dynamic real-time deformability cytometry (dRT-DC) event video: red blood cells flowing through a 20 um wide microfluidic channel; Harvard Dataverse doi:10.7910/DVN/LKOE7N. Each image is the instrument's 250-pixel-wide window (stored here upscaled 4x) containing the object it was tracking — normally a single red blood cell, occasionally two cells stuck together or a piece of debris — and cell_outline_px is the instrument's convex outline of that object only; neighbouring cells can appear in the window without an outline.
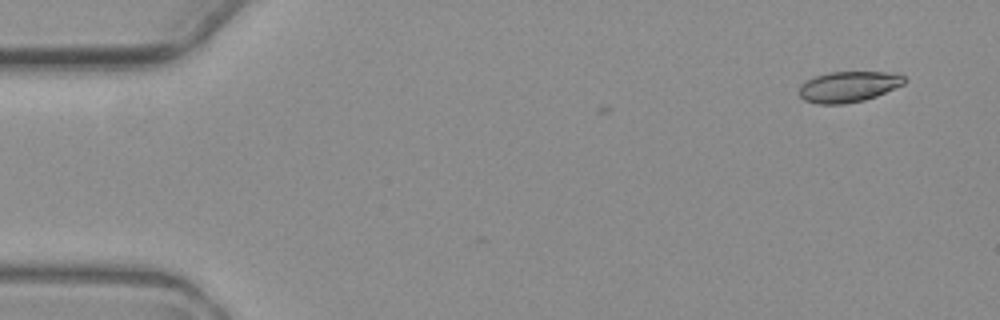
{"species": "common noctule bat (a hibernating species)", "species_latin": "Nyctalus noctula", "temperature_condition": "warm", "stored_images_in_passage": 3, "camera_frame_rate_fps": 3000, "um_per_image_px": 0.085, "animal": {"sex": "female", "body_mass_g": 19.3, "forearm_length_mm": 54.1}, "frame": {"image": 1, "passage_image": 3, "time_ms": 2.667, "image_size_px": [1000, 320], "cell_outline_px": [[908, 80], [904, 84], [876, 96], [864, 100], [844, 104], [816, 104], [804, 100], [800, 96], [800, 84], [804, 80], [828, 72], [896, 72], [904, 76]], "centroid_in_image_um": [72.13, 7.36], "position_along_channel_um": 12.9, "area_um2": 19.07}}